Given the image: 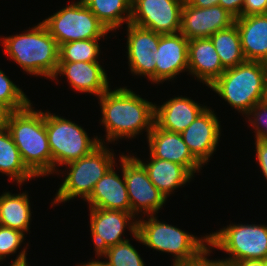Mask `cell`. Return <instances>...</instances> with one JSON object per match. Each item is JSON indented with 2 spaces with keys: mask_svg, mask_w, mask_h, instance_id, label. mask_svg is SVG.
I'll return each mask as SVG.
<instances>
[{
  "mask_svg": "<svg viewBox=\"0 0 267 266\" xmlns=\"http://www.w3.org/2000/svg\"><path fill=\"white\" fill-rule=\"evenodd\" d=\"M101 123L108 143L118 139L134 138L143 130L147 136L154 126L155 104L143 99L131 89L109 88L99 98Z\"/></svg>",
  "mask_w": 267,
  "mask_h": 266,
  "instance_id": "cell-1",
  "label": "cell"
},
{
  "mask_svg": "<svg viewBox=\"0 0 267 266\" xmlns=\"http://www.w3.org/2000/svg\"><path fill=\"white\" fill-rule=\"evenodd\" d=\"M6 128L26 167L36 177L52 174V154L45 129V112L34 110L31 103L23 110L14 111Z\"/></svg>",
  "mask_w": 267,
  "mask_h": 266,
  "instance_id": "cell-2",
  "label": "cell"
},
{
  "mask_svg": "<svg viewBox=\"0 0 267 266\" xmlns=\"http://www.w3.org/2000/svg\"><path fill=\"white\" fill-rule=\"evenodd\" d=\"M0 38L5 54L28 74L54 77L59 63V45L42 22L22 34Z\"/></svg>",
  "mask_w": 267,
  "mask_h": 266,
  "instance_id": "cell-3",
  "label": "cell"
},
{
  "mask_svg": "<svg viewBox=\"0 0 267 266\" xmlns=\"http://www.w3.org/2000/svg\"><path fill=\"white\" fill-rule=\"evenodd\" d=\"M209 88L232 108L247 115L255 104L267 99L264 64L246 60L227 68Z\"/></svg>",
  "mask_w": 267,
  "mask_h": 266,
  "instance_id": "cell-4",
  "label": "cell"
},
{
  "mask_svg": "<svg viewBox=\"0 0 267 266\" xmlns=\"http://www.w3.org/2000/svg\"><path fill=\"white\" fill-rule=\"evenodd\" d=\"M137 221V233L133 236L143 245L156 251L173 255V265L197 259L209 248L208 235L201 238L161 222L155 215Z\"/></svg>",
  "mask_w": 267,
  "mask_h": 266,
  "instance_id": "cell-5",
  "label": "cell"
},
{
  "mask_svg": "<svg viewBox=\"0 0 267 266\" xmlns=\"http://www.w3.org/2000/svg\"><path fill=\"white\" fill-rule=\"evenodd\" d=\"M115 163L112 150L100 144L90 154L65 164L69 172L60 184L54 201L51 202L52 206L76 197L85 201L91 195L95 184Z\"/></svg>",
  "mask_w": 267,
  "mask_h": 266,
  "instance_id": "cell-6",
  "label": "cell"
},
{
  "mask_svg": "<svg viewBox=\"0 0 267 266\" xmlns=\"http://www.w3.org/2000/svg\"><path fill=\"white\" fill-rule=\"evenodd\" d=\"M45 129L52 154V174L58 172L56 171L57 165L63 166L80 159L90 154L100 144L105 143L98 136L91 139L86 131L75 122L47 111L45 112Z\"/></svg>",
  "mask_w": 267,
  "mask_h": 266,
  "instance_id": "cell-7",
  "label": "cell"
},
{
  "mask_svg": "<svg viewBox=\"0 0 267 266\" xmlns=\"http://www.w3.org/2000/svg\"><path fill=\"white\" fill-rule=\"evenodd\" d=\"M209 247L228 253L222 260L232 262L267 258V225L229 224L208 235ZM231 255V256H230Z\"/></svg>",
  "mask_w": 267,
  "mask_h": 266,
  "instance_id": "cell-8",
  "label": "cell"
},
{
  "mask_svg": "<svg viewBox=\"0 0 267 266\" xmlns=\"http://www.w3.org/2000/svg\"><path fill=\"white\" fill-rule=\"evenodd\" d=\"M42 23L59 46L77 40L104 38L110 32L82 0L63 7Z\"/></svg>",
  "mask_w": 267,
  "mask_h": 266,
  "instance_id": "cell-9",
  "label": "cell"
},
{
  "mask_svg": "<svg viewBox=\"0 0 267 266\" xmlns=\"http://www.w3.org/2000/svg\"><path fill=\"white\" fill-rule=\"evenodd\" d=\"M123 173L131 205V213L156 215L167 198L151 182L147 170L132 155L123 154ZM137 214V215H136Z\"/></svg>",
  "mask_w": 267,
  "mask_h": 266,
  "instance_id": "cell-10",
  "label": "cell"
},
{
  "mask_svg": "<svg viewBox=\"0 0 267 266\" xmlns=\"http://www.w3.org/2000/svg\"><path fill=\"white\" fill-rule=\"evenodd\" d=\"M184 1L133 0L130 23L159 34L178 33Z\"/></svg>",
  "mask_w": 267,
  "mask_h": 266,
  "instance_id": "cell-11",
  "label": "cell"
},
{
  "mask_svg": "<svg viewBox=\"0 0 267 266\" xmlns=\"http://www.w3.org/2000/svg\"><path fill=\"white\" fill-rule=\"evenodd\" d=\"M89 209L91 237L97 256L109 247L128 240L124 239V237L122 239L126 227L132 235L137 233V220L139 217L134 219L136 217L132 213L93 207Z\"/></svg>",
  "mask_w": 267,
  "mask_h": 266,
  "instance_id": "cell-12",
  "label": "cell"
},
{
  "mask_svg": "<svg viewBox=\"0 0 267 266\" xmlns=\"http://www.w3.org/2000/svg\"><path fill=\"white\" fill-rule=\"evenodd\" d=\"M235 23V17L220 5L198 8L184 1L181 11L180 33L188 40L209 38Z\"/></svg>",
  "mask_w": 267,
  "mask_h": 266,
  "instance_id": "cell-13",
  "label": "cell"
},
{
  "mask_svg": "<svg viewBox=\"0 0 267 266\" xmlns=\"http://www.w3.org/2000/svg\"><path fill=\"white\" fill-rule=\"evenodd\" d=\"M126 26L128 28L127 58L131 73L137 76H146L155 83L156 61L153 58L161 34L132 23H128Z\"/></svg>",
  "mask_w": 267,
  "mask_h": 266,
  "instance_id": "cell-14",
  "label": "cell"
},
{
  "mask_svg": "<svg viewBox=\"0 0 267 266\" xmlns=\"http://www.w3.org/2000/svg\"><path fill=\"white\" fill-rule=\"evenodd\" d=\"M220 121L212 109L206 107L181 133L192 155L204 166L219 144Z\"/></svg>",
  "mask_w": 267,
  "mask_h": 266,
  "instance_id": "cell-15",
  "label": "cell"
},
{
  "mask_svg": "<svg viewBox=\"0 0 267 266\" xmlns=\"http://www.w3.org/2000/svg\"><path fill=\"white\" fill-rule=\"evenodd\" d=\"M188 43L180 32L161 34L155 51V83L173 80L182 71H188Z\"/></svg>",
  "mask_w": 267,
  "mask_h": 266,
  "instance_id": "cell-16",
  "label": "cell"
},
{
  "mask_svg": "<svg viewBox=\"0 0 267 266\" xmlns=\"http://www.w3.org/2000/svg\"><path fill=\"white\" fill-rule=\"evenodd\" d=\"M147 139L150 155L154 158L178 163L192 175L202 169V164L189 151L181 133L163 130L154 124Z\"/></svg>",
  "mask_w": 267,
  "mask_h": 266,
  "instance_id": "cell-17",
  "label": "cell"
},
{
  "mask_svg": "<svg viewBox=\"0 0 267 266\" xmlns=\"http://www.w3.org/2000/svg\"><path fill=\"white\" fill-rule=\"evenodd\" d=\"M58 75H66L71 87L79 92L100 97L109 89L108 77L100 62H59L52 80H58Z\"/></svg>",
  "mask_w": 267,
  "mask_h": 266,
  "instance_id": "cell-18",
  "label": "cell"
},
{
  "mask_svg": "<svg viewBox=\"0 0 267 266\" xmlns=\"http://www.w3.org/2000/svg\"><path fill=\"white\" fill-rule=\"evenodd\" d=\"M119 157L123 178L116 173L113 165L95 184L91 195L85 200L89 203V207L131 213V205L123 173V154Z\"/></svg>",
  "mask_w": 267,
  "mask_h": 266,
  "instance_id": "cell-19",
  "label": "cell"
},
{
  "mask_svg": "<svg viewBox=\"0 0 267 266\" xmlns=\"http://www.w3.org/2000/svg\"><path fill=\"white\" fill-rule=\"evenodd\" d=\"M225 70L210 38L189 40L188 71L192 76L210 86Z\"/></svg>",
  "mask_w": 267,
  "mask_h": 266,
  "instance_id": "cell-20",
  "label": "cell"
},
{
  "mask_svg": "<svg viewBox=\"0 0 267 266\" xmlns=\"http://www.w3.org/2000/svg\"><path fill=\"white\" fill-rule=\"evenodd\" d=\"M206 107L189 97L175 96L161 106L155 104L154 124L163 130L182 133Z\"/></svg>",
  "mask_w": 267,
  "mask_h": 266,
  "instance_id": "cell-21",
  "label": "cell"
},
{
  "mask_svg": "<svg viewBox=\"0 0 267 266\" xmlns=\"http://www.w3.org/2000/svg\"><path fill=\"white\" fill-rule=\"evenodd\" d=\"M244 57L248 61L267 60V13L235 18Z\"/></svg>",
  "mask_w": 267,
  "mask_h": 266,
  "instance_id": "cell-22",
  "label": "cell"
},
{
  "mask_svg": "<svg viewBox=\"0 0 267 266\" xmlns=\"http://www.w3.org/2000/svg\"><path fill=\"white\" fill-rule=\"evenodd\" d=\"M147 170L151 182L161 191L166 198L176 188L189 182L194 177L184 166L150 156L147 164L135 157Z\"/></svg>",
  "mask_w": 267,
  "mask_h": 266,
  "instance_id": "cell-23",
  "label": "cell"
},
{
  "mask_svg": "<svg viewBox=\"0 0 267 266\" xmlns=\"http://www.w3.org/2000/svg\"><path fill=\"white\" fill-rule=\"evenodd\" d=\"M28 193L4 192L0 196V225L23 232L30 229L31 208Z\"/></svg>",
  "mask_w": 267,
  "mask_h": 266,
  "instance_id": "cell-24",
  "label": "cell"
},
{
  "mask_svg": "<svg viewBox=\"0 0 267 266\" xmlns=\"http://www.w3.org/2000/svg\"><path fill=\"white\" fill-rule=\"evenodd\" d=\"M0 172L19 185L36 177L23 163L7 128L0 129Z\"/></svg>",
  "mask_w": 267,
  "mask_h": 266,
  "instance_id": "cell-25",
  "label": "cell"
},
{
  "mask_svg": "<svg viewBox=\"0 0 267 266\" xmlns=\"http://www.w3.org/2000/svg\"><path fill=\"white\" fill-rule=\"evenodd\" d=\"M82 1L109 31L118 29L122 23H130L133 0Z\"/></svg>",
  "mask_w": 267,
  "mask_h": 266,
  "instance_id": "cell-26",
  "label": "cell"
},
{
  "mask_svg": "<svg viewBox=\"0 0 267 266\" xmlns=\"http://www.w3.org/2000/svg\"><path fill=\"white\" fill-rule=\"evenodd\" d=\"M209 38L225 69L235 67L246 61L236 23L217 31Z\"/></svg>",
  "mask_w": 267,
  "mask_h": 266,
  "instance_id": "cell-27",
  "label": "cell"
},
{
  "mask_svg": "<svg viewBox=\"0 0 267 266\" xmlns=\"http://www.w3.org/2000/svg\"><path fill=\"white\" fill-rule=\"evenodd\" d=\"M99 39L77 40L59 46V62H98Z\"/></svg>",
  "mask_w": 267,
  "mask_h": 266,
  "instance_id": "cell-28",
  "label": "cell"
},
{
  "mask_svg": "<svg viewBox=\"0 0 267 266\" xmlns=\"http://www.w3.org/2000/svg\"><path fill=\"white\" fill-rule=\"evenodd\" d=\"M130 240L109 247L99 256L108 259L105 262L109 266H145L143 259L137 250L129 243Z\"/></svg>",
  "mask_w": 267,
  "mask_h": 266,
  "instance_id": "cell-29",
  "label": "cell"
},
{
  "mask_svg": "<svg viewBox=\"0 0 267 266\" xmlns=\"http://www.w3.org/2000/svg\"><path fill=\"white\" fill-rule=\"evenodd\" d=\"M0 101L5 103L13 112L23 110L31 104L22 89L15 85L1 69Z\"/></svg>",
  "mask_w": 267,
  "mask_h": 266,
  "instance_id": "cell-30",
  "label": "cell"
},
{
  "mask_svg": "<svg viewBox=\"0 0 267 266\" xmlns=\"http://www.w3.org/2000/svg\"><path fill=\"white\" fill-rule=\"evenodd\" d=\"M246 117L249 125L254 127L255 140H267V99L255 104Z\"/></svg>",
  "mask_w": 267,
  "mask_h": 266,
  "instance_id": "cell-31",
  "label": "cell"
},
{
  "mask_svg": "<svg viewBox=\"0 0 267 266\" xmlns=\"http://www.w3.org/2000/svg\"><path fill=\"white\" fill-rule=\"evenodd\" d=\"M25 234L21 231L0 225V262L6 256L17 253Z\"/></svg>",
  "mask_w": 267,
  "mask_h": 266,
  "instance_id": "cell-32",
  "label": "cell"
},
{
  "mask_svg": "<svg viewBox=\"0 0 267 266\" xmlns=\"http://www.w3.org/2000/svg\"><path fill=\"white\" fill-rule=\"evenodd\" d=\"M212 252L210 247L206 249L197 259L183 262L172 266H228L222 259L210 260L207 256Z\"/></svg>",
  "mask_w": 267,
  "mask_h": 266,
  "instance_id": "cell-33",
  "label": "cell"
},
{
  "mask_svg": "<svg viewBox=\"0 0 267 266\" xmlns=\"http://www.w3.org/2000/svg\"><path fill=\"white\" fill-rule=\"evenodd\" d=\"M267 0H244L242 16L266 14Z\"/></svg>",
  "mask_w": 267,
  "mask_h": 266,
  "instance_id": "cell-34",
  "label": "cell"
},
{
  "mask_svg": "<svg viewBox=\"0 0 267 266\" xmlns=\"http://www.w3.org/2000/svg\"><path fill=\"white\" fill-rule=\"evenodd\" d=\"M256 159L265 179L267 180V140H256Z\"/></svg>",
  "mask_w": 267,
  "mask_h": 266,
  "instance_id": "cell-35",
  "label": "cell"
},
{
  "mask_svg": "<svg viewBox=\"0 0 267 266\" xmlns=\"http://www.w3.org/2000/svg\"><path fill=\"white\" fill-rule=\"evenodd\" d=\"M219 5L235 18L242 16L244 0H219Z\"/></svg>",
  "mask_w": 267,
  "mask_h": 266,
  "instance_id": "cell-36",
  "label": "cell"
},
{
  "mask_svg": "<svg viewBox=\"0 0 267 266\" xmlns=\"http://www.w3.org/2000/svg\"><path fill=\"white\" fill-rule=\"evenodd\" d=\"M12 113L13 111L5 103L0 101V129L7 127Z\"/></svg>",
  "mask_w": 267,
  "mask_h": 266,
  "instance_id": "cell-37",
  "label": "cell"
},
{
  "mask_svg": "<svg viewBox=\"0 0 267 266\" xmlns=\"http://www.w3.org/2000/svg\"><path fill=\"white\" fill-rule=\"evenodd\" d=\"M190 5L198 8H207L219 5V0H186Z\"/></svg>",
  "mask_w": 267,
  "mask_h": 266,
  "instance_id": "cell-38",
  "label": "cell"
},
{
  "mask_svg": "<svg viewBox=\"0 0 267 266\" xmlns=\"http://www.w3.org/2000/svg\"><path fill=\"white\" fill-rule=\"evenodd\" d=\"M229 266H264V260L249 259L232 262Z\"/></svg>",
  "mask_w": 267,
  "mask_h": 266,
  "instance_id": "cell-39",
  "label": "cell"
},
{
  "mask_svg": "<svg viewBox=\"0 0 267 266\" xmlns=\"http://www.w3.org/2000/svg\"><path fill=\"white\" fill-rule=\"evenodd\" d=\"M26 249L27 248L25 247L23 250H21V252H19V255L15 258L10 266H29L26 259Z\"/></svg>",
  "mask_w": 267,
  "mask_h": 266,
  "instance_id": "cell-40",
  "label": "cell"
},
{
  "mask_svg": "<svg viewBox=\"0 0 267 266\" xmlns=\"http://www.w3.org/2000/svg\"><path fill=\"white\" fill-rule=\"evenodd\" d=\"M77 266H109L105 261H100L98 260H91L90 262L87 263H82L80 265Z\"/></svg>",
  "mask_w": 267,
  "mask_h": 266,
  "instance_id": "cell-41",
  "label": "cell"
},
{
  "mask_svg": "<svg viewBox=\"0 0 267 266\" xmlns=\"http://www.w3.org/2000/svg\"><path fill=\"white\" fill-rule=\"evenodd\" d=\"M265 68V78H266V92H267V60L263 62Z\"/></svg>",
  "mask_w": 267,
  "mask_h": 266,
  "instance_id": "cell-42",
  "label": "cell"
},
{
  "mask_svg": "<svg viewBox=\"0 0 267 266\" xmlns=\"http://www.w3.org/2000/svg\"><path fill=\"white\" fill-rule=\"evenodd\" d=\"M264 266H267V258L264 259Z\"/></svg>",
  "mask_w": 267,
  "mask_h": 266,
  "instance_id": "cell-43",
  "label": "cell"
}]
</instances>
